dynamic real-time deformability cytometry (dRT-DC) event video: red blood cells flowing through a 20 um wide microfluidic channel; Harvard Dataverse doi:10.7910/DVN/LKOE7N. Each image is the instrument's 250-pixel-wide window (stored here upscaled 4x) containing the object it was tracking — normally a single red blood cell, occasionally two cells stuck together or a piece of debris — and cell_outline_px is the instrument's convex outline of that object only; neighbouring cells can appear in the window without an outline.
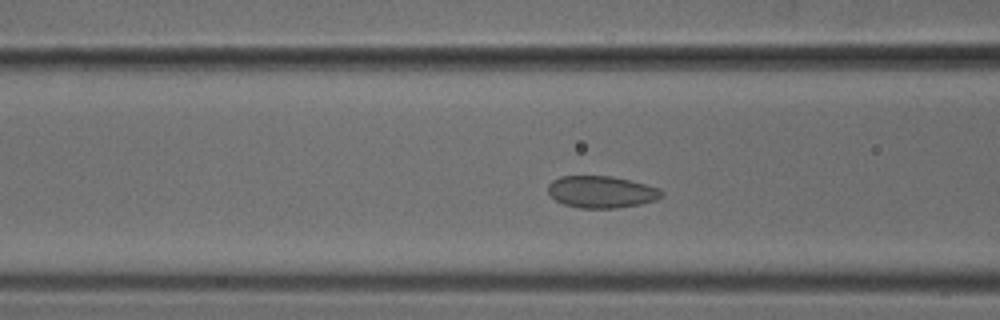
{"species": "common noctule bat (a hibernating species)", "species_latin": "Nyctalus noctula", "temperature_condition": "cold", "stored_images_in_passage": 45, "camera_frame_rate_fps": 3000, "um_per_image_px": 0.085, "animal": {"sex": "male", "body_mass_g": 18.8}, "frame": {"image": 1, "passage_image": 14, "time_ms": 4.333, "image_size_px": [1000, 320], "cell_outline_px": [[664, 196], [656, 200], [640, 204], [616, 208], [580, 208], [564, 204], [556, 200], [548, 192], [548, 184], [552, 180], [560, 176], [612, 176], [660, 188], [664, 192]], "centroid_in_image_um": [51.13, 16.31], "position_along_channel_um": 115.5, "area_um2": 21.15}}
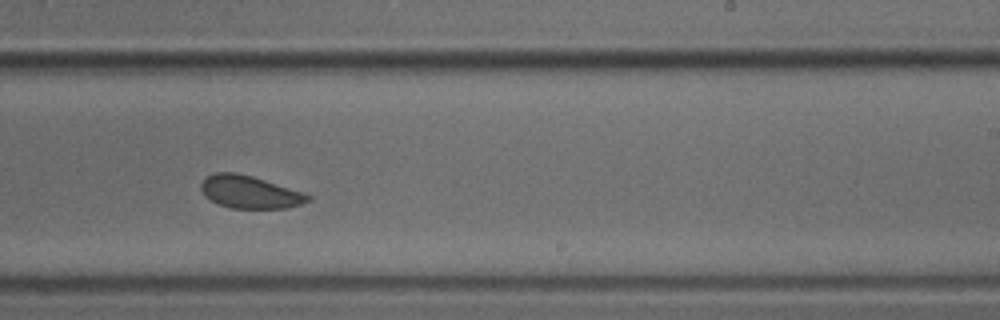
{"frame": {"image": 2, "passage_image": 26, "time_ms": 8.333, "image_size_px": [1000, 320], "cell_outline_px": [[312, 200], [288, 208], [228, 208], [204, 196], [200, 188], [200, 184], [212, 172], [236, 172], [252, 176], [304, 192], [312, 196]], "centroid_in_image_um": [21.24, 16.32], "position_along_channel_um": 267.8, "area_um2": 20.4}}
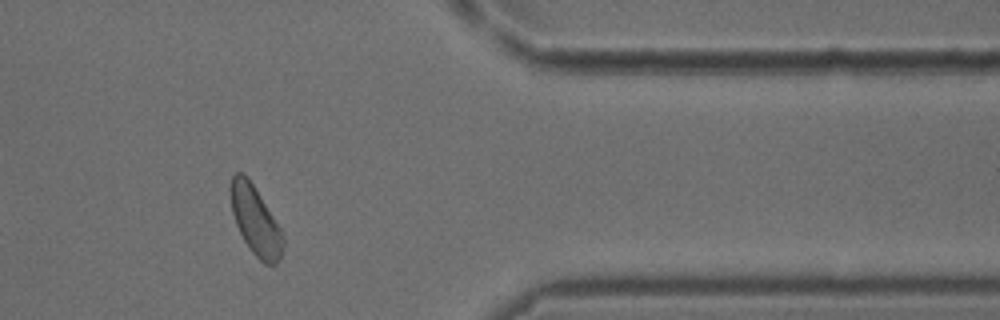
{"frame": {"image": 3, "passage_image": 37, "time_ms": 12.0, "image_size_px": [1000, 320], "cell_outline_px": [[284, 244], [280, 260], [276, 264], [264, 264], [248, 248], [236, 224], [232, 212], [228, 188], [232, 176], [236, 172], [240, 172], [252, 184], [280, 228], [284, 236]], "centroid_in_image_um": [21.7, 18.78], "position_along_channel_um": 389.7, "area_um2": 20.81}}